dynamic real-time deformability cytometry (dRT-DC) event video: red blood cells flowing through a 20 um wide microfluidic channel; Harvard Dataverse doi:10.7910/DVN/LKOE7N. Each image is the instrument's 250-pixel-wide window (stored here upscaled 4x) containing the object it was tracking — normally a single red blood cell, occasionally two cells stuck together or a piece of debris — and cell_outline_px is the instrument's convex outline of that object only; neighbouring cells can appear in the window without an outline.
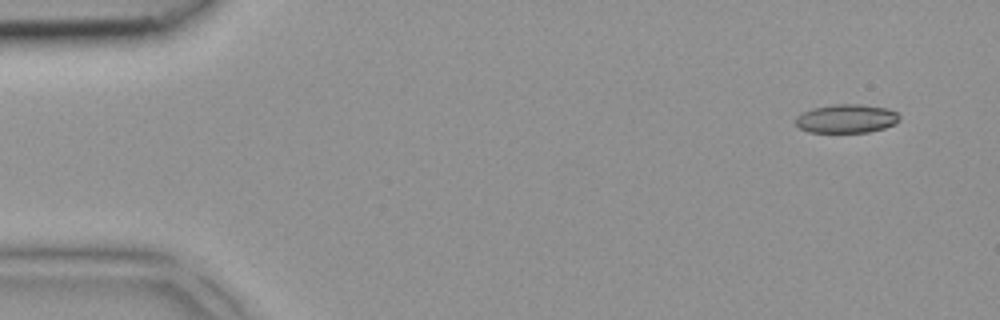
{"species": "common noctule bat (a hibernating species)", "species_latin": "Nyctalus noctula", "temperature_condition": "room temperature", "stored_images_in_passage": 3, "camera_frame_rate_fps": 3000, "um_per_image_px": 0.085, "animal": {"sex": "female", "body_mass_g": 18.4}, "frame": {"image": 1, "passage_image": 1, "time_ms": 0.0, "image_size_px": [1000, 320], "cell_outline_px": [[900, 120], [896, 124], [884, 128], [868, 132], [808, 132], [800, 128], [796, 124], [796, 116], [812, 108], [832, 104], [860, 104], [888, 108], [896, 112], [900, 116]], "centroid_in_image_um": [71.97, 10.08], "position_along_channel_um": 13.0, "area_um2": 17.46}}